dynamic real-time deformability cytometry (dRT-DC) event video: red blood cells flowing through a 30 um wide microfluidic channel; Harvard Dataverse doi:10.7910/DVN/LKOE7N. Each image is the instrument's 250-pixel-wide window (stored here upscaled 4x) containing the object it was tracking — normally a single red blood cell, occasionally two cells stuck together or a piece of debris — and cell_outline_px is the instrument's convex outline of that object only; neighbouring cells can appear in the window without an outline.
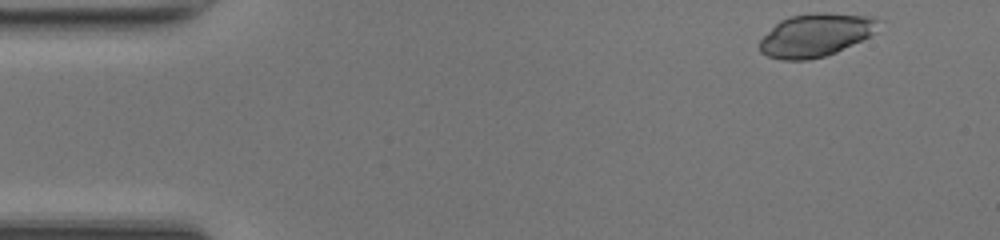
{"species": "common noctule bat (a hibernating species)", "species_latin": "Nyctalus noctula", "temperature_condition": "room temperature", "stored_images_in_passage": 40, "camera_frame_rate_fps": 3000, "um_per_image_px": 0.085, "animal": {"sex": "female", "body_mass_g": 17.0, "forearm_length_mm": 48.0}, "frame": {"image": 1, "passage_image": 1, "time_ms": 0.0, "image_size_px": [1000, 240], "cell_outline_px": [[880, 20], [872, 32], [868, 36], [836, 52], [824, 56], [808, 60], [784, 60], [768, 56], [760, 52], [760, 40], [780, 20], [792, 16], [816, 12], [824, 12], [872, 16]], "centroid_in_image_um": [69.31, 2.98], "position_along_channel_um": 15.7, "area_um2": 29.36}}
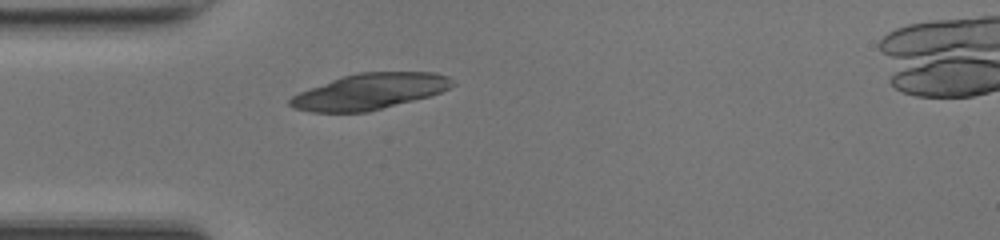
{"frame": {"image": 2, "passage_image": 11, "time_ms": 3.333, "image_size_px": [1000, 240], "cell_outline_px": [[456, 84], [440, 92], [428, 96], [368, 112], [312, 112], [296, 108], [288, 104], [288, 100], [292, 96], [300, 92], [332, 80], [344, 76], [360, 72], [432, 72], [448, 76]], "centroid_in_image_um": [31.43, 7.77], "position_along_channel_um": 53.6, "area_um2": 33.47}}